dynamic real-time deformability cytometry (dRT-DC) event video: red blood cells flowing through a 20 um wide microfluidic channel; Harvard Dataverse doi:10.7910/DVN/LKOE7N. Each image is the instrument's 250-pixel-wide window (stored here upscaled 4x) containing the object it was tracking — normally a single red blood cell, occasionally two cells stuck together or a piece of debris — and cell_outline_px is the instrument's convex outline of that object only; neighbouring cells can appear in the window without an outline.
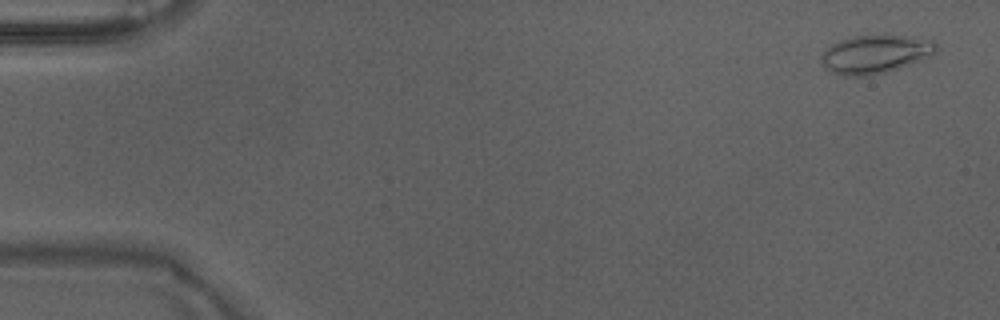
{"species": "Egyptian fruit bat (a non-hibernating species)", "species_latin": "Rousettus aegyptiacus", "temperature_condition": "warm", "stored_images_in_passage": 49, "camera_frame_rate_fps": 3000, "um_per_image_px": 0.085, "animal": {"sex": "male"}, "frame": {"image": 1, "passage_image": 2, "time_ms": 0.333, "image_size_px": [1000, 320], "cell_outline_px": [[936, 52], [896, 68], [884, 72], [868, 76], [844, 76], [832, 72], [824, 64], [824, 52], [832, 44], [840, 40], [852, 36], [908, 36], [932, 40], [936, 44]], "centroid_in_image_um": [74.38, 4.59], "position_along_channel_um": 10.6, "area_um2": 24.62}}
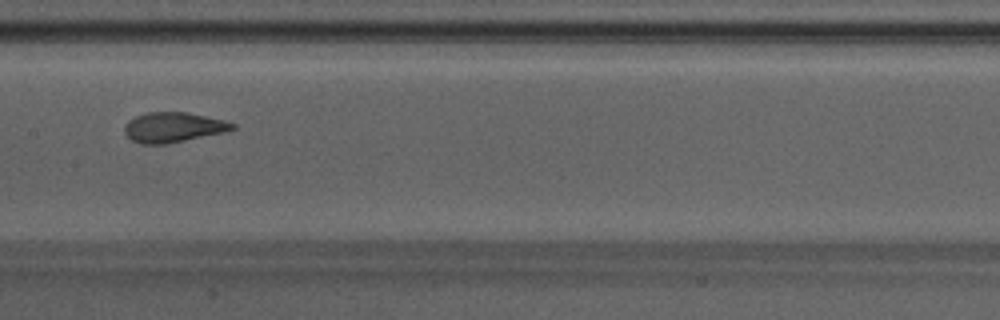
{"frame": {"image": 2, "passage_image": 25, "time_ms": 8.0, "image_size_px": [1000, 320], "cell_outline_px": [[236, 128], [224, 132], [164, 144], [140, 144], [132, 140], [124, 132], [124, 124], [128, 120], [136, 116], [148, 112], [188, 112], [236, 124]], "centroid_in_image_um": [14.67, 10.82], "position_along_channel_um": 192.7, "area_um2": 18.61}}
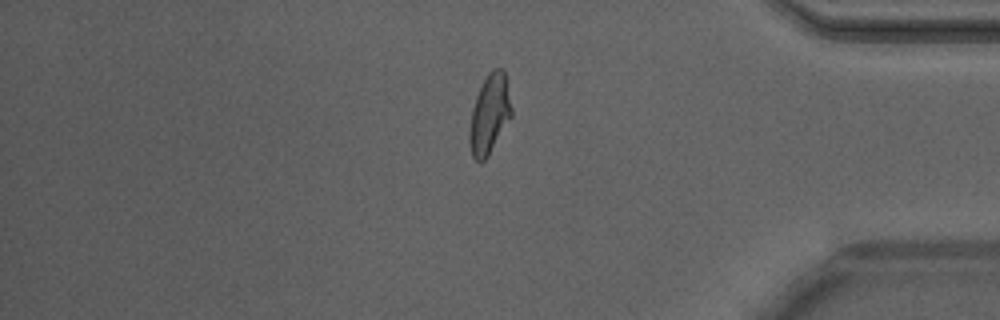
{"frame": {"image": 3, "passage_image": 41, "time_ms": 13.333, "image_size_px": [1000, 320], "cell_outline_px": [[512, 116], [488, 156], [480, 164], [472, 156], [468, 140], [468, 132], [472, 108], [476, 96], [488, 72], [492, 68], [500, 68], [504, 72], [512, 108]], "centroid_in_image_um": [41.59, 9.74], "position_along_channel_um": 393.6, "area_um2": 19.48}, "authors_computed_cell_mechanics": {"area_um2": 19.4786, "velocity_mm_per_s": 4.2455, "shape_relaxation_time_tau1_ms": 4.5017, "shape_relaxation_time_tau2_ms": 0.8111, "deformation_change_tau1": 0.1623, "deformation_change_tau2": 0.0788}}